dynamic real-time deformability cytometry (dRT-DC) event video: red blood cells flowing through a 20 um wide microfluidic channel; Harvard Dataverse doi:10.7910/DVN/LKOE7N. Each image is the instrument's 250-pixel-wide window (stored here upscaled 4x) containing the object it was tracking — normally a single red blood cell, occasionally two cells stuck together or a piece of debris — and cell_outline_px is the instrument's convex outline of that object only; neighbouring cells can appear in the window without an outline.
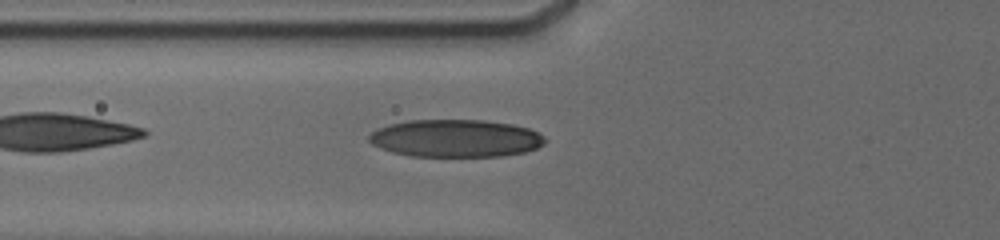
{"species": "human", "species_latin": "Homo sapiens", "temperature_condition": "cold", "stored_images_in_passage": 28, "camera_frame_rate_fps": 3000, "um_per_image_px": 0.085, "donor": {"sex": "male"}, "frame": {"image": 1, "passage_image": 4, "time_ms": 1.667, "image_size_px": [1000, 240], "cell_outline_px": [[548, 140], [544, 144], [536, 148], [524, 152], [500, 156], [412, 156], [392, 152], [380, 148], [372, 144], [368, 140], [368, 136], [376, 128], [388, 124], [408, 120], [484, 120], [512, 124], [528, 128], [540, 132]], "centroid_in_image_um": [38.73, 11.75], "position_along_channel_um": 87.1, "area_um2": 38.78}}
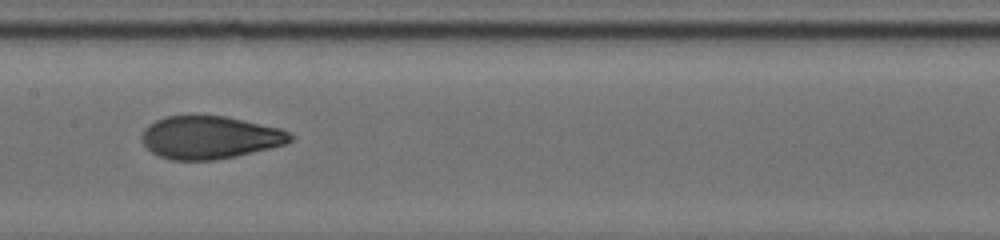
{"frame": {"image": 2, "passage_image": 10, "time_ms": 4.333, "image_size_px": [1000, 240], "cell_outline_px": [[296, 136], [292, 140], [284, 144], [236, 156], [216, 160], [172, 160], [160, 156], [152, 152], [140, 140], [140, 136], [144, 128], [148, 124], [156, 120], [168, 116], [224, 116], [280, 128]], "centroid_in_image_um": [17.81, 11.68], "position_along_channel_um": 189.6, "area_um2": 36.88}}
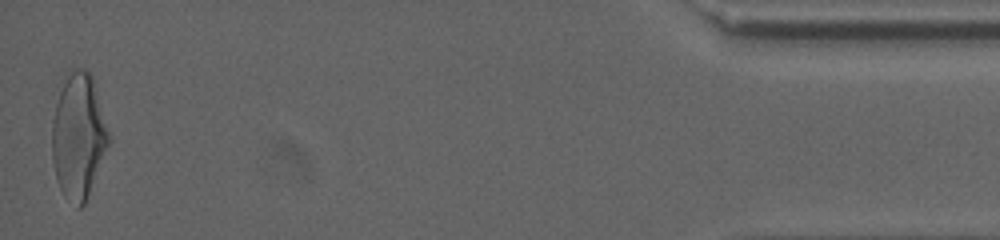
{"frame": {"image": 3, "passage_image": 28, "time_ms": 12.667, "image_size_px": [1000, 240], "cell_outline_px": [[112, 140], [84, 204], [80, 208], [76, 208], [64, 196], [60, 188], [56, 176], [52, 160], [52, 120], [56, 104], [68, 68], [84, 68], [92, 76], [112, 136]], "centroid_in_image_um": [6.7, 11.56], "position_along_channel_um": 428.5, "area_um2": 41.91}, "authors_computed_cell_mechanics": {"area_um2": 37.7145, "velocity_mm_per_s": 3.8063, "shape_relaxation_time_tau1_ms": 4.0095, "shape_relaxation_time_tau2_ms": 1.2846, "deformation_change_tau1": 0.1796, "deformation_change_tau2": 0.0706}}